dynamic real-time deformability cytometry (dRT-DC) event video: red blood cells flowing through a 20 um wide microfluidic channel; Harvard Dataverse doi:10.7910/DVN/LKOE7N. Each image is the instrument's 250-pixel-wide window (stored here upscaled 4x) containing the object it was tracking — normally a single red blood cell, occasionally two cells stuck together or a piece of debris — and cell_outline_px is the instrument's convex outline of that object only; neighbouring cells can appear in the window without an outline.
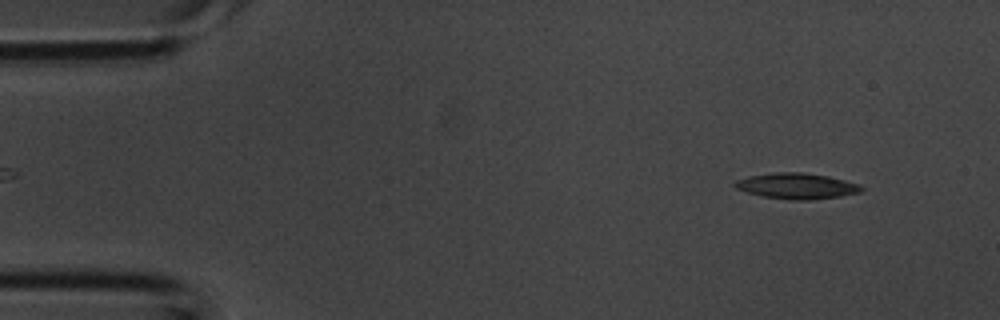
{"species": "common noctule bat (a hibernating species)", "species_latin": "Nyctalus noctula", "temperature_condition": "room temperature", "stored_images_in_passage": 4, "camera_frame_rate_fps": 3000, "um_per_image_px": 0.085, "animal": {"sex": "male", "body_mass_g": 20.1, "forearm_length_mm": 53.5}, "frame": {"image": 1, "passage_image": 1, "time_ms": 0.0, "image_size_px": [1000, 320], "cell_outline_px": [[864, 188], [860, 192], [840, 196], [808, 200], [792, 200], [764, 196], [748, 192], [736, 188], [732, 184], [736, 180], [748, 176], [776, 172], [804, 172], [828, 176], [860, 184]], "centroid_in_image_um": [67.72, 15.8], "position_along_channel_um": 17.3, "area_um2": 18.9}}